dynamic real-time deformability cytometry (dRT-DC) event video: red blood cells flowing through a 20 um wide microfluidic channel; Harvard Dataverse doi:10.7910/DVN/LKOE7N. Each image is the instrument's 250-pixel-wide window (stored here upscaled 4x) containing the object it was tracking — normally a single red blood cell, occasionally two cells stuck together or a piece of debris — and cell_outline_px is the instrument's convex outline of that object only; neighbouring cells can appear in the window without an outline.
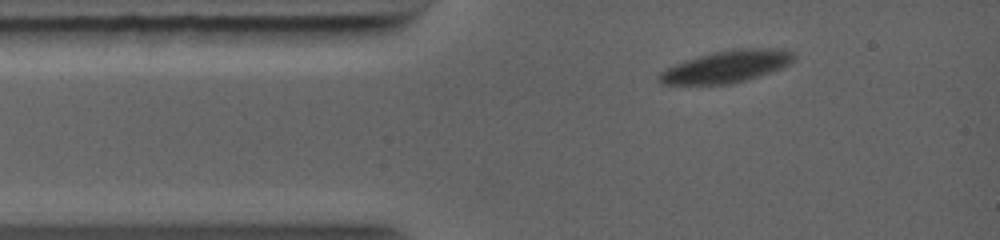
{"species": "common noctule bat (a hibernating species)", "species_latin": "Nyctalus noctula", "temperature_condition": "warm", "stored_images_in_passage": 21, "camera_frame_rate_fps": 5000, "um_per_image_px": 0.085, "animal": {"sex": "female", "body_mass_g": 19.0, "forearm_length_mm": 56.7}, "frame": {"image": 1, "passage_image": 1, "time_ms": 0.0, "image_size_px": [1000, 240], "cell_outline_px": [[796, 60], [780, 68], [760, 76], [732, 84], [660, 84], [656, 80], [656, 76], [664, 68], [672, 64], [684, 60], [712, 52], [732, 48], [784, 48], [792, 52], [796, 56]], "centroid_in_image_um": [61.72, 5.64], "position_along_channel_um": 23.3, "area_um2": 25.66}}
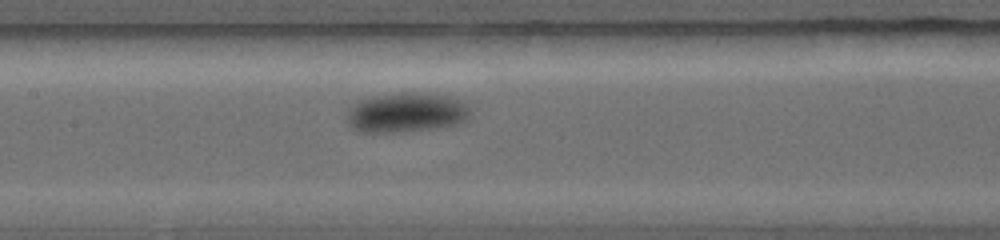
{"frame": {"image": 2, "passage_image": 10, "time_ms": 4.0, "image_size_px": [1000, 240], "cell_outline_px": [[468, 120], [460, 124], [436, 128], [400, 132], [360, 132], [352, 128], [348, 124], [348, 112], [360, 100], [376, 96], [404, 92], [412, 92], [452, 96], [460, 100], [468, 108]], "centroid_in_image_um": [34.57, 9.58], "position_along_channel_um": 172.8, "area_um2": 28.32}}
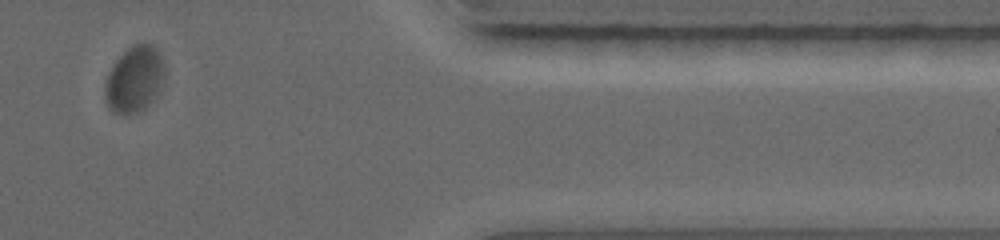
{"frame": {"image": 3, "passage_image": 18, "time_ms": 9.8, "image_size_px": [1000, 240], "cell_outline_px": [[164, 76], [152, 100], [140, 112], [124, 116], [112, 112], [108, 108], [104, 100], [104, 84], [108, 72], [116, 60], [128, 48], [136, 44], [152, 44], [156, 48], [164, 64]], "centroid_in_image_um": [11.36, 6.78], "position_along_channel_um": 400.0, "area_um2": 23.0}}